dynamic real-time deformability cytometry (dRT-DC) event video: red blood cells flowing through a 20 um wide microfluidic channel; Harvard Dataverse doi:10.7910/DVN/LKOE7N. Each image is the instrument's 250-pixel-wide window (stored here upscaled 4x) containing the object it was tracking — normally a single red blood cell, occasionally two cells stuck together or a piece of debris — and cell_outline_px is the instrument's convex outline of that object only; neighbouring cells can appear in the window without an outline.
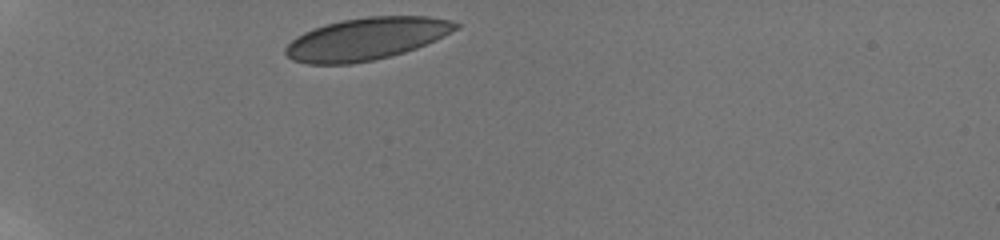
{"species": "human", "species_latin": "Homo sapiens", "temperature_condition": "room temperature", "stored_images_in_passage": 9, "camera_frame_rate_fps": 3000, "um_per_image_px": 0.085, "donor": {"sex": "male"}, "frame": {"image": 1, "passage_image": 1, "time_ms": 0.0, "image_size_px": [1000, 240], "cell_outline_px": [[460, 24], [456, 28], [436, 40], [416, 48], [404, 52], [372, 60], [352, 64], [308, 64], [292, 60], [284, 52], [284, 48], [296, 36], [304, 32], [324, 24], [344, 20], [368, 16], [428, 16], [452, 20]], "centroid_in_image_um": [31.11, 3.3], "position_along_channel_um": 53.9, "area_um2": 41.73}}
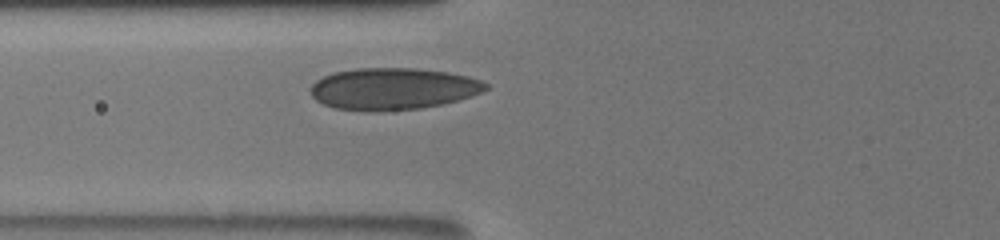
{"frame": {"image": 2, "passage_image": 7, "time_ms": 2.0, "image_size_px": [1000, 240], "cell_outline_px": [[488, 88], [472, 96], [440, 104], [420, 108], [336, 108], [324, 104], [316, 100], [312, 96], [312, 84], [316, 80], [324, 76], [336, 72], [356, 68], [416, 68], [448, 72], [468, 76], [480, 80], [488, 84]], "centroid_in_image_um": [33.45, 7.49], "position_along_channel_um": 92.4, "area_um2": 41.27}}